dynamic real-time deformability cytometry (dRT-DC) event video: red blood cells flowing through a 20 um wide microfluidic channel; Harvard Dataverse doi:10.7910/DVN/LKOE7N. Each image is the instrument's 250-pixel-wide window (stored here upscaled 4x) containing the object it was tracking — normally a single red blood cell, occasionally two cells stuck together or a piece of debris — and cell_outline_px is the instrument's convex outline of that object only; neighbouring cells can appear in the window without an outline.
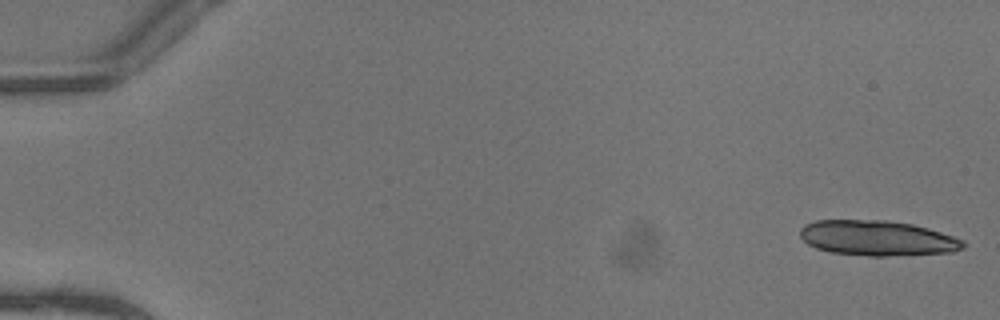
{"species": "common noctule bat (a hibernating species)", "species_latin": "Nyctalus noctula", "temperature_condition": "warm", "stored_images_in_passage": 16, "camera_frame_rate_fps": 3000, "um_per_image_px": 0.085, "animal": {"sex": "female"}, "frame": {"image": 1, "passage_image": 1, "time_ms": 0.0, "image_size_px": [1000, 320], "cell_outline_px": [[964, 248], [952, 252], [884, 256], [872, 256], [828, 252], [816, 248], [808, 244], [800, 236], [800, 228], [804, 224], [816, 220], [888, 220], [912, 224], [928, 228], [964, 240]], "centroid_in_image_um": [74.55, 20.23], "position_along_channel_um": 10.5, "area_um2": 33.47}}